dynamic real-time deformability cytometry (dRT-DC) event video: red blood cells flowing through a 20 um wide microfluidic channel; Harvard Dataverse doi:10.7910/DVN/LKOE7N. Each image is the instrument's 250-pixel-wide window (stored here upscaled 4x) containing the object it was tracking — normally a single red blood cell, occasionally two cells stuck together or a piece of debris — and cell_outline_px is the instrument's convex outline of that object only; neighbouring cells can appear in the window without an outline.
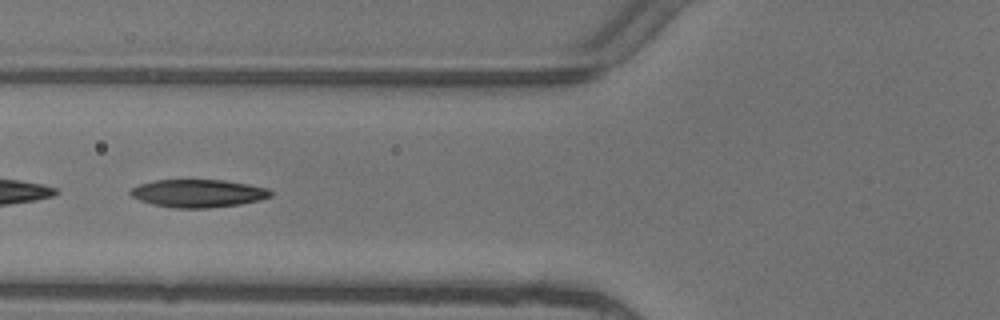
{"species": "common noctule bat (a hibernating species)", "species_latin": "Nyctalus noctula", "temperature_condition": "warm", "stored_images_in_passage": 6, "camera_frame_rate_fps": 3000, "um_per_image_px": 0.085, "animal": {"sex": "female"}, "frame": {"image": 1, "passage_image": 5, "time_ms": 1.333, "image_size_px": [1000, 320], "cell_outline_px": [[272, 196], [260, 200], [240, 204], [208, 208], [172, 208], [152, 204], [140, 200], [132, 196], [128, 192], [132, 188], [140, 184], [156, 180], [224, 180], [248, 184], [268, 188], [272, 192]], "centroid_in_image_um": [16.85, 16.44], "position_along_channel_um": 108.9, "area_um2": 22.77}}
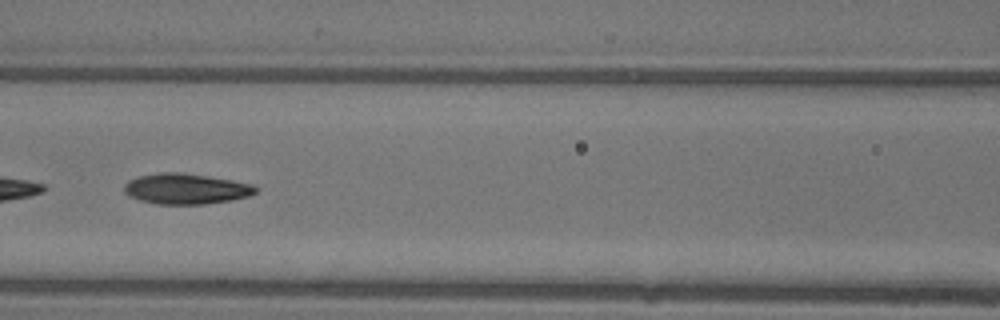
{"frame": {"image": 2, "passage_image": 6, "time_ms": 1.667, "image_size_px": [1000, 320], "cell_outline_px": [[260, 188], [256, 192], [248, 196], [232, 200], [204, 204], [156, 204], [140, 200], [124, 192], [124, 184], [128, 180], [140, 176], [160, 172], [184, 172], [232, 180], [252, 184]], "centroid_in_image_um": [15.83, 16.04], "position_along_channel_um": 150.8, "area_um2": 23.47}}